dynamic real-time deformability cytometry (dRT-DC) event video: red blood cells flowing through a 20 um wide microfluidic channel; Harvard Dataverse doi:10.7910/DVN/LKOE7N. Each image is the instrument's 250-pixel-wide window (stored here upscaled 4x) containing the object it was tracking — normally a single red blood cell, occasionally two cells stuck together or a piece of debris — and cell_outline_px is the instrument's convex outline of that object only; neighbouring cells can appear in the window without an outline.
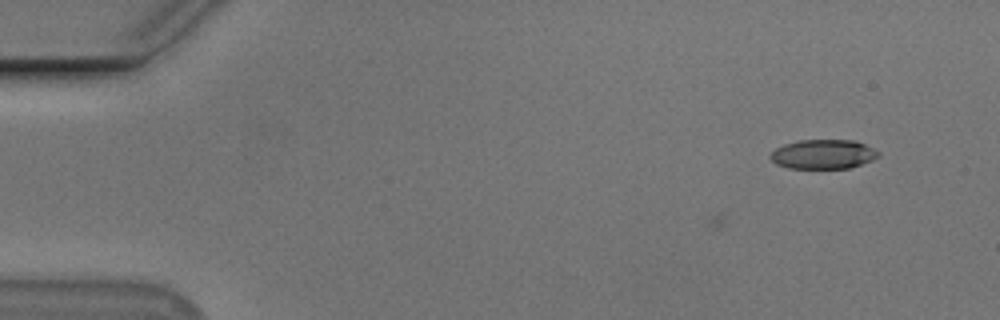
{"species": "Egyptian fruit bat (a non-hibernating species)", "species_latin": "Rousettus aegyptiacus", "temperature_condition": "cold", "stored_images_in_passage": 3, "camera_frame_rate_fps": 3000, "um_per_image_px": 0.085, "animal": {"sex": "male"}, "frame": {"image": 1, "passage_image": 3, "time_ms": 0.667, "image_size_px": [1000, 320], "cell_outline_px": [[880, 156], [872, 160], [848, 168], [788, 168], [776, 164], [768, 156], [776, 148], [784, 144], [796, 140], [856, 140], [880, 152]], "centroid_in_image_um": [69.96, 13.1], "position_along_channel_um": 15.0, "area_um2": 18.5}}